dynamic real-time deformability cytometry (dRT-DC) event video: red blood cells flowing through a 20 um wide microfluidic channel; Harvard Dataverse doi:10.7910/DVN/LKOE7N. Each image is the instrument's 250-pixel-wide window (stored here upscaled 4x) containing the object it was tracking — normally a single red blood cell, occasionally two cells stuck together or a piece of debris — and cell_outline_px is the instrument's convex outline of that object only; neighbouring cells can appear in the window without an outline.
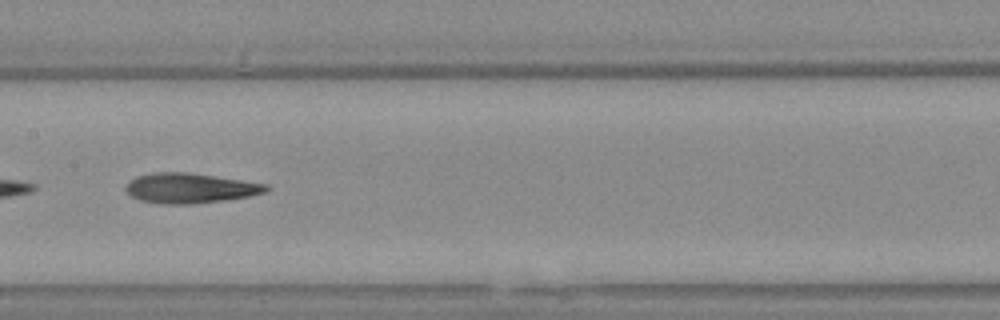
{"species": "Egyptian fruit bat (a non-hibernating species)", "species_latin": "Rousettus aegyptiacus", "temperature_condition": "warm", "stored_images_in_passage": 22, "camera_frame_rate_fps": 3000, "um_per_image_px": 0.085, "animal": {"sex": "female"}, "frame": {"image": 1, "passage_image": 16, "time_ms": 5.0, "image_size_px": [1000, 320], "cell_outline_px": [[268, 192], [248, 196], [224, 200], [192, 204], [156, 204], [140, 200], [132, 196], [124, 188], [136, 176], [152, 172], [188, 172], [268, 184]], "centroid_in_image_um": [16.15, 15.99], "position_along_channel_um": 191.3, "area_um2": 24.51}}